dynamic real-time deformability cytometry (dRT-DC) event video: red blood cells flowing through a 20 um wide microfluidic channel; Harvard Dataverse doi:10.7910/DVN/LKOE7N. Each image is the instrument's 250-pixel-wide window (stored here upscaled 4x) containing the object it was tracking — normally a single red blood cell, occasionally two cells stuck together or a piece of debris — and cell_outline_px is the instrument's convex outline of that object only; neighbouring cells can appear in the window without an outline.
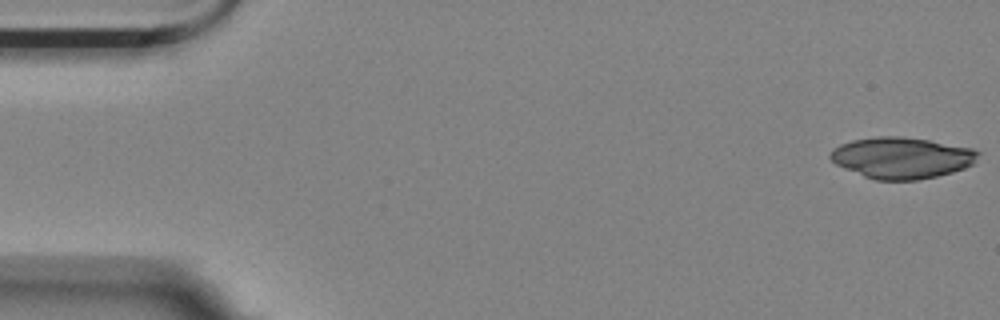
{"species": "Egyptian fruit bat (a non-hibernating species)", "species_latin": "Rousettus aegyptiacus", "temperature_condition": "room temperature", "stored_images_in_passage": 10, "camera_frame_rate_fps": 3000, "um_per_image_px": 0.085, "animal": {"sex": "female"}, "frame": {"image": 1, "passage_image": 1, "time_ms": 0.0, "image_size_px": [1000, 320], "cell_outline_px": [[980, 152], [976, 160], [972, 164], [964, 168], [952, 172], [936, 176], [916, 180], [876, 180], [864, 176], [844, 168], [836, 164], [828, 156], [832, 148], [840, 144], [852, 140], [876, 136], [900, 136], [928, 140], [972, 148]], "centroid_in_image_um": [76.62, 13.4], "position_along_channel_um": 8.4, "area_um2": 35.49}}